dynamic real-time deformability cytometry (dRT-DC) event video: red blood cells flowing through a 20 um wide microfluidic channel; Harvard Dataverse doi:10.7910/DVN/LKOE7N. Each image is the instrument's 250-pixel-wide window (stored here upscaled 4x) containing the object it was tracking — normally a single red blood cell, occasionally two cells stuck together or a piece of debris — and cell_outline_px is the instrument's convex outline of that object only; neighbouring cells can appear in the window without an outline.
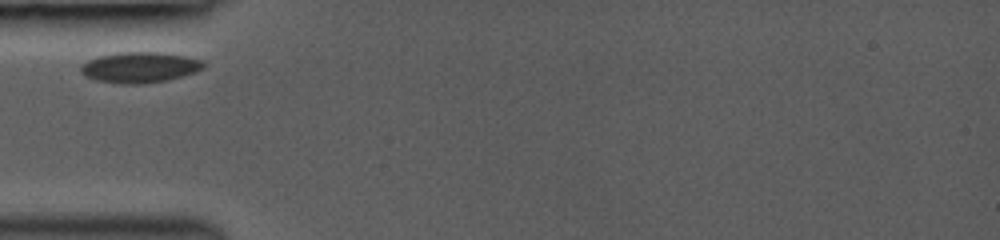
{"species": "common noctule bat (a hibernating species)", "species_latin": "Nyctalus noctula", "temperature_condition": "room temperature", "stored_images_in_passage": 9, "camera_frame_rate_fps": 3000, "um_per_image_px": 0.085, "animal": {"sex": "female", "body_mass_g": 19.0, "forearm_length_mm": 53.3}, "frame": {"image": 1, "passage_image": 1, "time_ms": 0.0, "image_size_px": [1000, 240], "cell_outline_px": [[204, 68], [196, 72], [184, 76], [168, 80], [144, 84], [120, 84], [96, 80], [80, 72], [80, 68], [88, 60], [100, 56], [120, 52], [164, 52], [188, 56], [204, 60]], "centroid_in_image_um": [11.95, 5.72], "position_along_channel_um": 73.0, "area_um2": 22.14}}
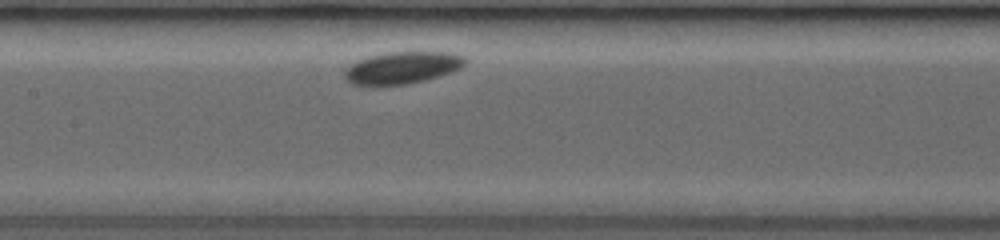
{"frame": {"image": 2, "passage_image": 6, "time_ms": 2.667, "image_size_px": [1000, 240], "cell_outline_px": [[468, 60], [460, 68], [452, 72], [424, 80], [408, 84], [376, 88], [352, 84], [344, 76], [344, 72], [356, 60], [368, 56], [388, 52], [448, 52], [464, 56]], "centroid_in_image_um": [34.15, 5.79], "position_along_channel_um": 173.2, "area_um2": 23.0}}
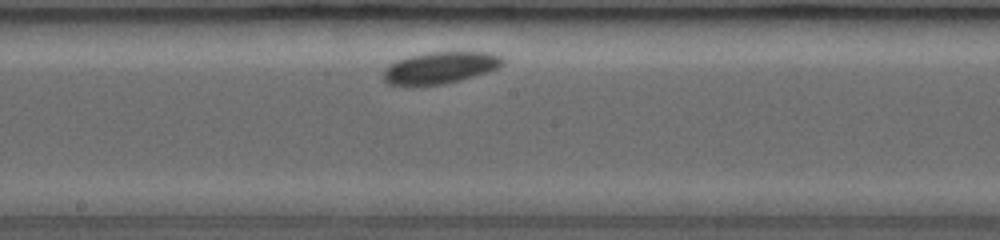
{"frame": {"image": 3, "passage_image": 8, "time_ms": 3.667, "image_size_px": [1000, 240], "cell_outline_px": [[504, 64], [500, 68], [488, 72], [460, 80], [444, 84], [408, 88], [388, 84], [384, 80], [384, 68], [388, 64], [396, 60], [424, 52], [492, 52], [504, 56]], "centroid_in_image_um": [37.4, 5.78], "position_along_channel_um": 210.8, "area_um2": 22.95}}